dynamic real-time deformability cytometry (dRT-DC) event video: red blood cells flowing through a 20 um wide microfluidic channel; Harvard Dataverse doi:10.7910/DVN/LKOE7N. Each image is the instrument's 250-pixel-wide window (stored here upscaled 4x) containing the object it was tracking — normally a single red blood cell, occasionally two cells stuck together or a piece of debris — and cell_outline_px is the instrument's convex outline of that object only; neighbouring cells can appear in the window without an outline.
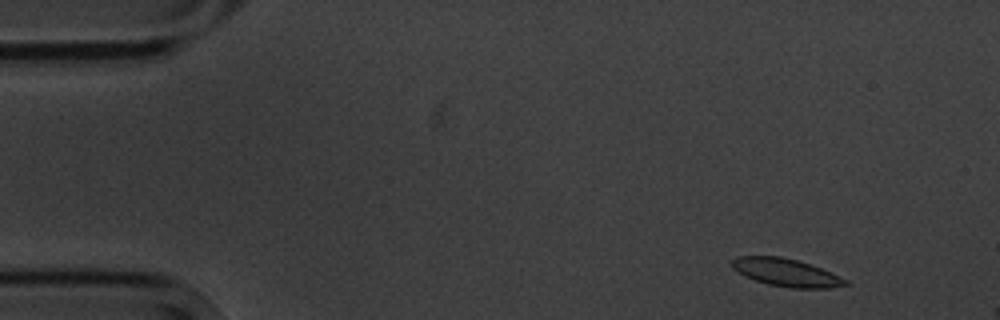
{"species": "common noctule bat (a hibernating species)", "species_latin": "Nyctalus noctula", "temperature_condition": "cold", "stored_images_in_passage": 3, "camera_frame_rate_fps": 3000, "um_per_image_px": 0.085, "animal": {"sex": "male", "body_mass_g": 20.1, "forearm_length_mm": 53.5}, "frame": {"image": 1, "passage_image": 1, "time_ms": 0.0, "image_size_px": [1000, 320], "cell_outline_px": [[852, 284], [828, 288], [788, 288], [768, 284], [744, 276], [736, 272], [732, 268], [732, 260], [736, 256], [780, 256], [796, 260], [820, 268], [848, 280]], "centroid_in_image_um": [66.8, 23.17], "position_along_channel_um": 18.2, "area_um2": 18.32}}